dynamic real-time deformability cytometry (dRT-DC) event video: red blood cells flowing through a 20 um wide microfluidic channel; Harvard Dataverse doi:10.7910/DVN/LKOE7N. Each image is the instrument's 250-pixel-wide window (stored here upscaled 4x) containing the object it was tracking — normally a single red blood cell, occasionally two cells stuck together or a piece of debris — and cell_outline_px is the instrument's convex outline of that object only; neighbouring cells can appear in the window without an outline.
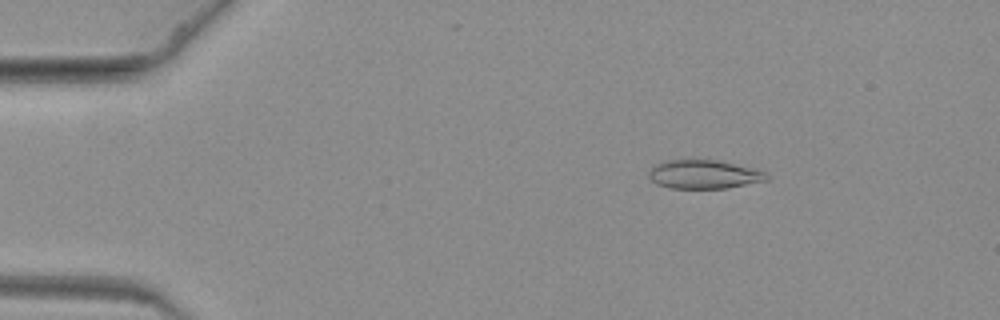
{"species": "common noctule bat (a hibernating species)", "species_latin": "Nyctalus noctula", "temperature_condition": "warm", "stored_images_in_passage": 65, "camera_frame_rate_fps": 3000, "um_per_image_px": 0.085, "animal": {"sex": "female", "body_mass_g": 19.3, "forearm_length_mm": 54.1}, "frame": {"image": 1, "passage_image": 10, "time_ms": 3.0, "image_size_px": [1000, 320], "cell_outline_px": [[768, 180], [728, 188], [668, 188], [656, 184], [648, 176], [648, 172], [656, 164], [664, 160], [692, 156], [720, 160], [756, 168], [764, 172], [768, 176]], "centroid_in_image_um": [59.8, 14.76], "position_along_channel_um": 25.2, "area_um2": 20.69}}
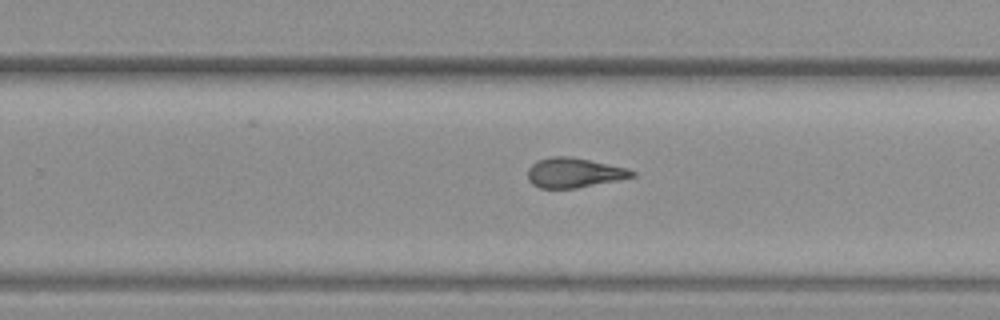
{"frame": {"image": 2, "passage_image": 41, "time_ms": 13.333, "image_size_px": [1000, 320], "cell_outline_px": [[636, 176], [576, 188], [540, 188], [532, 184], [528, 180], [528, 168], [536, 160], [552, 156], [568, 156], [588, 160], [624, 168], [636, 172]], "centroid_in_image_um": [48.73, 14.68], "position_along_channel_um": 281.1, "area_um2": 17.8}}
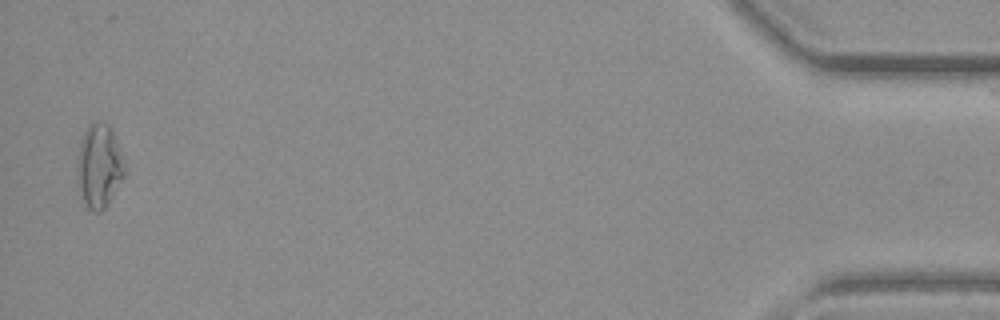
{"frame": {"image": 3, "passage_image": 63, "time_ms": 20.667, "image_size_px": [1000, 320], "cell_outline_px": [[124, 176], [104, 208], [100, 212], [92, 212], [84, 204], [76, 180], [76, 156], [84, 132], [88, 124], [96, 120], [104, 120], [112, 128], [120, 148], [124, 160]], "centroid_in_image_um": [8.39, 14.06], "position_along_channel_um": 426.8, "area_um2": 23.58}}